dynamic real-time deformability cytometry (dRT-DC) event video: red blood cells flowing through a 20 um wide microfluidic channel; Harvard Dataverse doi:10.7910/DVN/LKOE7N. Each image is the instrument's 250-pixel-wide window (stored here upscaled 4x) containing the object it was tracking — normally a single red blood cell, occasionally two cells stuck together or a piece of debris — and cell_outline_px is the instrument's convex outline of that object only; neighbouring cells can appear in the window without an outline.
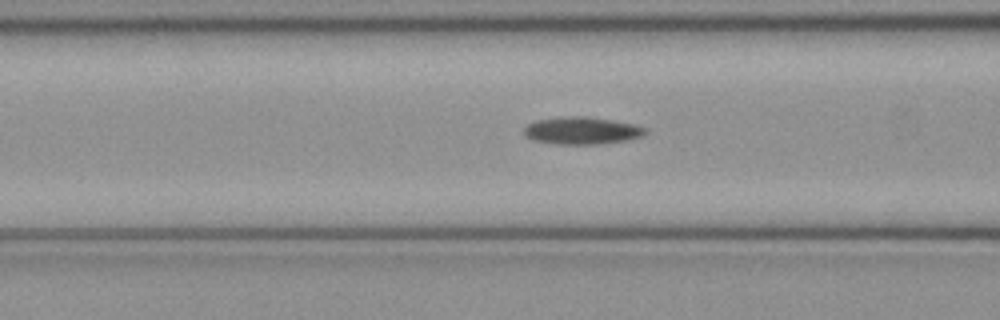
{"species": "common noctule bat (a hibernating species)", "species_latin": "Nyctalus noctula", "temperature_condition": "cold", "stored_images_in_passage": 50, "camera_frame_rate_fps": 3000, "um_per_image_px": 0.085, "animal": {"sex": "female", "body_mass_g": 21.9}, "frame": {"image": 1, "passage_image": 19, "time_ms": 6.0, "image_size_px": [1000, 320], "cell_outline_px": [[648, 132], [644, 136], [624, 140], [600, 144], [556, 144], [532, 140], [524, 136], [524, 128], [528, 124], [536, 120], [560, 116], [588, 116], [612, 120], [632, 124], [648, 128]], "centroid_in_image_um": [49.44, 11.09], "position_along_channel_um": 117.2, "area_um2": 19.54}}
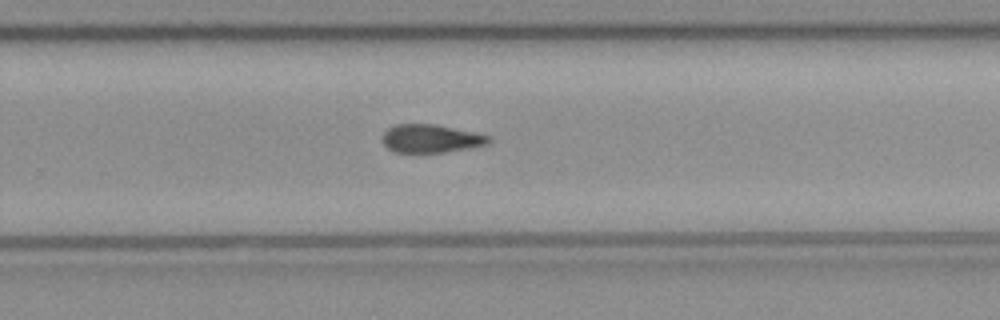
{"frame": {"image": 2, "passage_image": 32, "time_ms": 10.333, "image_size_px": [1000, 320], "cell_outline_px": [[492, 140], [488, 144], [468, 148], [444, 152], [396, 152], [388, 148], [380, 140], [380, 136], [388, 128], [396, 124], [436, 124], [476, 132], [492, 136]], "centroid_in_image_um": [36.63, 11.76], "position_along_channel_um": 293.2, "area_um2": 17.69}}
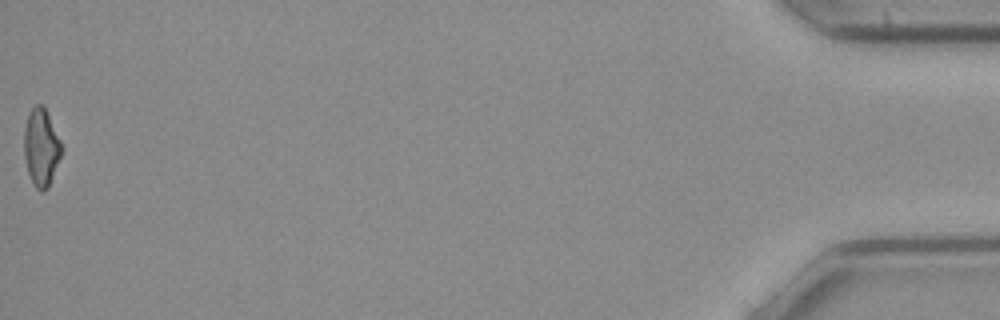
{"frame": {"image": 3, "passage_image": 50, "time_ms": 16.333, "image_size_px": [1000, 320], "cell_outline_px": [[64, 148], [48, 188], [44, 192], [40, 192], [36, 188], [28, 172], [24, 156], [24, 128], [28, 112], [36, 104], [44, 104]], "centroid_in_image_um": [3.51, 12.5], "position_along_channel_um": 431.7, "area_um2": 17.17}}